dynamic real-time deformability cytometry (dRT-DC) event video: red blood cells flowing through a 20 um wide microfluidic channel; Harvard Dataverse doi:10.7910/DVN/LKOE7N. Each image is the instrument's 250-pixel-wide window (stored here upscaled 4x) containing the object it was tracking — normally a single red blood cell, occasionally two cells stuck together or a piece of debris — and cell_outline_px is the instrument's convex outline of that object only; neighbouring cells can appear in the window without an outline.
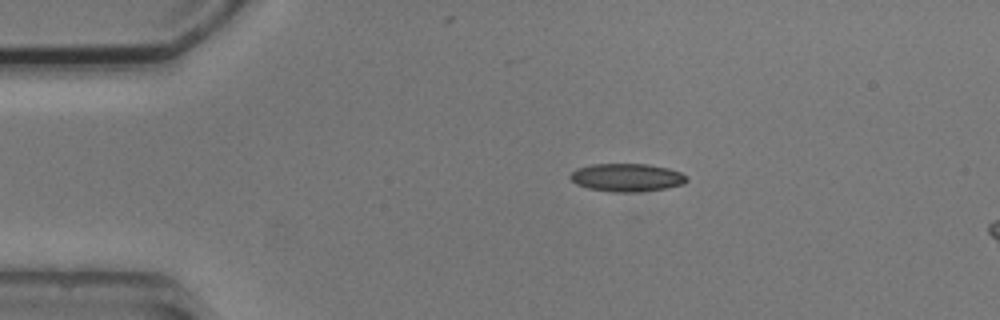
{"species": "common noctule bat (a hibernating species)", "species_latin": "Nyctalus noctula", "temperature_condition": "cold", "stored_images_in_passage": 3, "camera_frame_rate_fps": 3000, "um_per_image_px": 0.085, "animal": {"sex": "male", "body_mass_g": 20.5, "forearm_length_mm": 52.5}, "frame": {"image": 1, "passage_image": 1, "time_ms": 0.0, "image_size_px": [1000, 320], "cell_outline_px": [[688, 180], [684, 184], [668, 188], [640, 192], [612, 192], [588, 188], [576, 184], [568, 176], [576, 168], [592, 164], [648, 164], [668, 168], [680, 172], [688, 176]], "centroid_in_image_um": [53.3, 15.09], "position_along_channel_um": 31.7, "area_um2": 19.25}}